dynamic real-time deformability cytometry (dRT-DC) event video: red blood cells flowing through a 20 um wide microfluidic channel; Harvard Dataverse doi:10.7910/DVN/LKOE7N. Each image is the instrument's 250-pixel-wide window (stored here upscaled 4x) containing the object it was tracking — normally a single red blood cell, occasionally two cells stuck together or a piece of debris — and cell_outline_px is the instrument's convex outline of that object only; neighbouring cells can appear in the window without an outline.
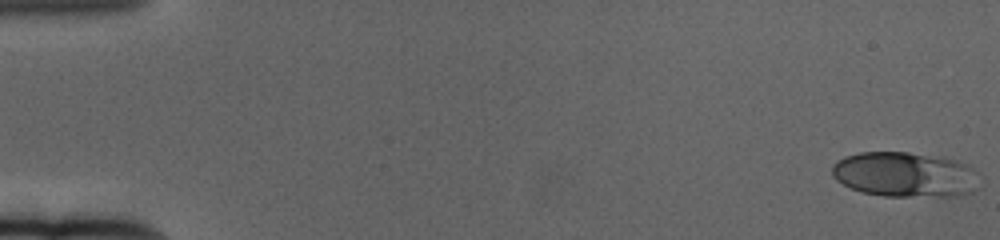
{"species": "human", "species_latin": "Homo sapiens", "temperature_condition": "cold", "stored_images_in_passage": 61, "camera_frame_rate_fps": 3000, "um_per_image_px": 0.085, "donor": {"sex": "female"}, "frame": {"image": 1, "passage_image": 1, "time_ms": 0.0, "image_size_px": [1000, 240], "cell_outline_px": [[980, 172], [976, 188], [972, 192], [952, 196], [884, 196], [864, 192], [852, 188], [836, 180], [832, 176], [832, 164], [836, 160], [844, 156], [860, 152], [908, 152], [952, 160], [964, 164]], "centroid_in_image_um": [76.89, 14.84], "position_along_channel_um": 8.1, "area_um2": 38.55}}
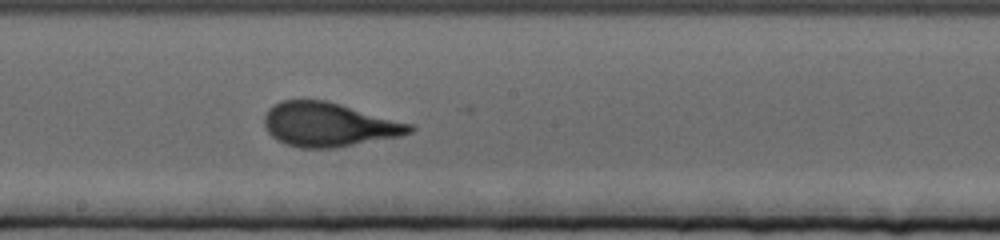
{"frame": {"image": 2, "passage_image": 34, "time_ms": 11.0, "image_size_px": [1000, 240], "cell_outline_px": [[416, 128], [412, 132], [400, 136], [336, 148], [300, 148], [288, 144], [272, 136], [268, 132], [264, 124], [264, 116], [268, 108], [280, 100], [324, 100], [340, 104], [412, 124]], "centroid_in_image_um": [27.94, 10.59], "position_along_channel_um": 220.3, "area_um2": 37.17}}
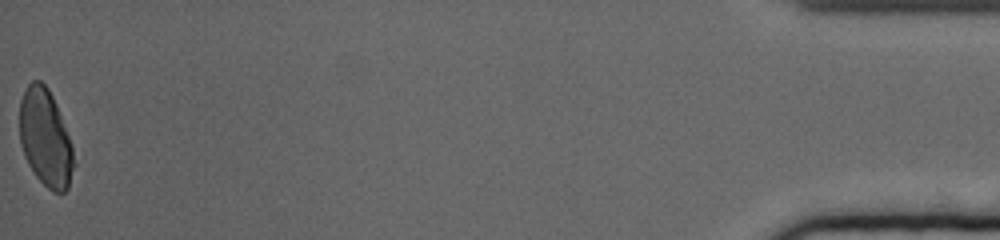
{"frame": {"image": 3, "passage_image": 61, "time_ms": 20.0, "image_size_px": [1000, 240], "cell_outline_px": [[76, 164], [68, 188], [64, 192], [52, 192], [36, 176], [28, 164], [24, 156], [20, 144], [20, 100], [28, 84], [32, 80], [40, 80], [48, 88], [56, 104], [72, 144]], "centroid_in_image_um": [3.88, 11.75], "position_along_channel_um": 431.3, "area_um2": 30.87}, "authors_computed_cell_mechanics": {"area_um2": 35.4892, "velocity_mm_per_s": 3.3392, "shape_relaxation_time_tau1_ms": 4.9999, "shape_relaxation_time_tau2_ms": 0.717, "deformation_change_tau1": 0.1803, "deformation_change_tau2": 0.0795}}